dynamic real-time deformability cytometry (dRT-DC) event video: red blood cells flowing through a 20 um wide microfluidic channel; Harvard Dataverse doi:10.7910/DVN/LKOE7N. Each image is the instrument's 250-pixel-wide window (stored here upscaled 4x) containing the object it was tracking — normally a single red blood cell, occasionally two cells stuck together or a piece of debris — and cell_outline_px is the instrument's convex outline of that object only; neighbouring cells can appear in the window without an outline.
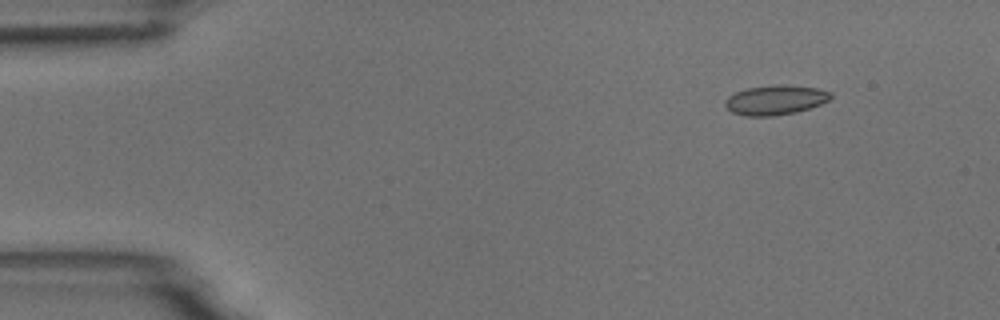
{"species": "common noctule bat (a hibernating species)", "species_latin": "Nyctalus noctula", "temperature_condition": "room temperature", "stored_images_in_passage": 5, "segment_of_instrument_passage": [1, 2], "camera_frame_rate_fps": 3000, "um_per_image_px": 0.085, "animal": {"sex": "male", "body_mass_g": 18.8}, "frame": {"image": 1, "passage_image": 1, "time_ms": 0.0, "image_size_px": [1000, 320], "cell_outline_px": [[832, 96], [828, 100], [820, 104], [796, 112], [772, 116], [744, 116], [732, 112], [724, 104], [724, 100], [728, 96], [736, 92], [748, 88], [780, 84], [784, 84], [816, 88], [832, 92]], "centroid_in_image_um": [65.89, 8.5], "position_along_channel_um": 19.1, "area_um2": 18.15}}
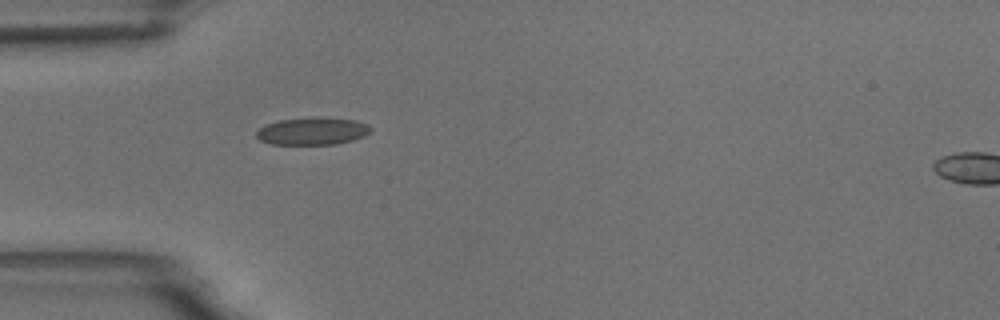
{"frame": {"image": 2, "passage_image": 4, "time_ms": 3.333, "image_size_px": [1000, 320], "cell_outline_px": [[372, 128], [364, 136], [352, 140], [336, 144], [272, 144], [260, 140], [256, 136], [256, 132], [264, 124], [280, 120], [320, 116], [356, 120], [368, 124]], "centroid_in_image_um": [26.56, 11.13], "position_along_channel_um": 58.4, "area_um2": 18.38}}